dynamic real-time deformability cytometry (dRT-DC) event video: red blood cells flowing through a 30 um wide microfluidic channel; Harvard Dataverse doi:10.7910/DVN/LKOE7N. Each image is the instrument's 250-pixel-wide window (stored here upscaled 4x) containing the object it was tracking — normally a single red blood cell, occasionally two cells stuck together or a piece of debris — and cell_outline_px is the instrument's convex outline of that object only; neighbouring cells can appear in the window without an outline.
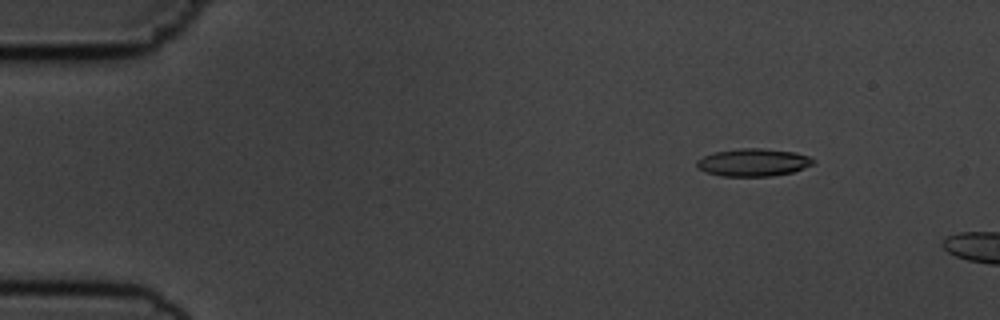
{"species": "common noctule bat (a hibernating species)", "species_latin": "Nyctalus noctula", "temperature_condition": "cold", "stored_images_in_passage": 17, "camera_frame_rate_fps": 3000, "um_per_image_px": 0.085, "animal": {"sex": "male", "body_mass_g": 19.5, "forearm_length_mm": 54.6}, "frame": {"image": 1, "passage_image": 7, "time_ms": 2.0, "image_size_px": [1000, 320], "cell_outline_px": [[816, 164], [792, 172], [772, 176], [724, 176], [708, 172], [700, 168], [696, 164], [696, 160], [704, 156], [716, 152], [740, 148], [760, 148], [792, 152], [808, 156], [816, 160]], "centroid_in_image_um": [64.07, 13.8], "position_along_channel_um": 20.9, "area_um2": 18.55}}